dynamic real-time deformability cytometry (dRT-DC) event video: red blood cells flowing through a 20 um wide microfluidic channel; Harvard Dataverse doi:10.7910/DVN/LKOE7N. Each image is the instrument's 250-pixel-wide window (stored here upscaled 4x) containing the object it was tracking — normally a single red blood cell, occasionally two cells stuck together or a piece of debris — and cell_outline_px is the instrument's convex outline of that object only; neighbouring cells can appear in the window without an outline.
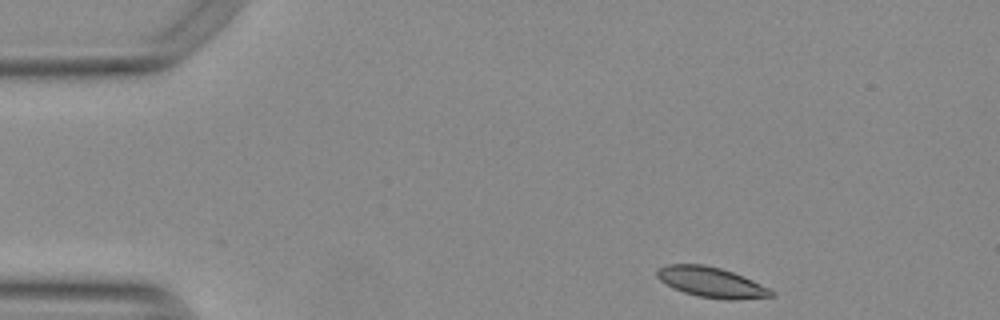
{"species": "Egyptian fruit bat (a non-hibernating species)", "species_latin": "Rousettus aegyptiacus", "temperature_condition": "warm", "stored_images_in_passage": 47, "camera_frame_rate_fps": 3000, "um_per_image_px": 0.085, "animal": {"sex": "female"}, "frame": {"image": 1, "passage_image": 1, "time_ms": 0.0, "image_size_px": [1000, 320], "cell_outline_px": [[776, 296], [736, 300], [728, 300], [700, 296], [684, 292], [672, 288], [660, 280], [656, 276], [656, 272], [660, 268], [668, 264], [704, 264], [720, 268], [732, 272], [752, 280], [776, 292]], "centroid_in_image_um": [60.48, 24.0], "position_along_channel_um": 24.5, "area_um2": 20.06}}
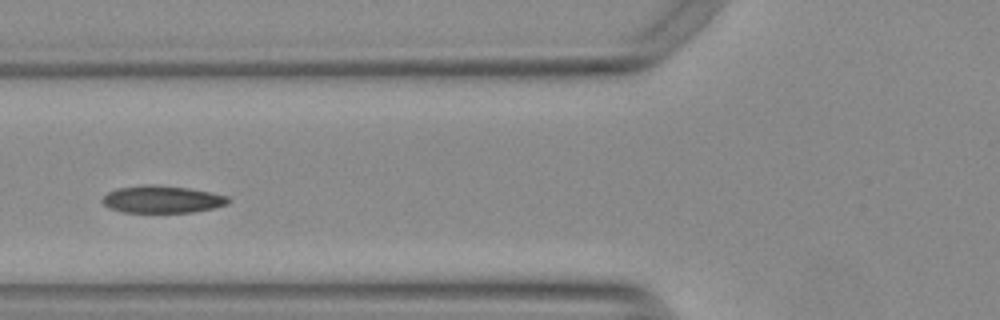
{"frame": {"image": 2, "passage_image": 14, "time_ms": 4.333, "image_size_px": [1000, 320], "cell_outline_px": [[232, 200], [228, 204], [212, 208], [192, 212], [120, 212], [108, 208], [100, 200], [108, 192], [116, 188], [144, 184], [152, 184], [188, 188], [212, 192], [228, 196]], "centroid_in_image_um": [13.77, 16.93], "position_along_channel_um": 112.0, "area_um2": 20.23}}
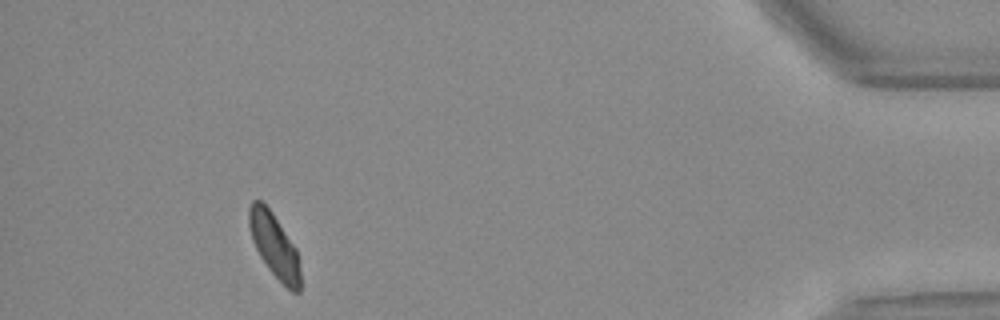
{"frame": {"image": 3, "passage_image": 43, "time_ms": 14.0, "image_size_px": [1000, 320], "cell_outline_px": [[300, 292], [292, 292], [268, 268], [260, 256], [252, 240], [248, 224], [248, 208], [252, 200], [260, 200], [272, 212], [296, 248], [300, 272]], "centroid_in_image_um": [23.3, 20.84], "position_along_channel_um": 411.9, "area_um2": 18.9}, "authors_computed_cell_mechanics": {"area_um2": 19.9988, "velocity_mm_per_s": 3.7466, "shape_relaxation_time_tau1_ms": 9.5183, "shape_relaxation_time_tau2_ms": 2.3132, "deformation_change_tau1": 0.2061, "deformation_change_tau2": 0.0729}}